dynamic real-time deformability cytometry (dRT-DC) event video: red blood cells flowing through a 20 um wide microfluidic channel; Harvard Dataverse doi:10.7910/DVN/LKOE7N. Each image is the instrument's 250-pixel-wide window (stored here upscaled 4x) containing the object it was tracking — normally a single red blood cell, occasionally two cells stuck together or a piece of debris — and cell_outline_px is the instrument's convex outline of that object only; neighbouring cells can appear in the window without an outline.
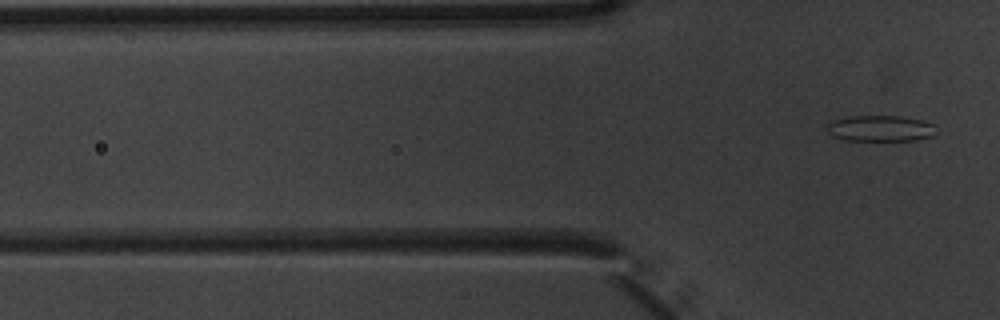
{"species": "common noctule bat (a hibernating species)", "species_latin": "Nyctalus noctula", "temperature_condition": "warm", "stored_images_in_passage": 6, "camera_frame_rate_fps": 3000, "um_per_image_px": 0.085, "animal": {"sex": "male", "body_mass_g": 20.1, "forearm_length_mm": 53.5}, "frame": {"image": 1, "passage_image": 6, "time_ms": 1.667, "image_size_px": [1000, 320], "cell_outline_px": [[936, 132], [932, 136], [916, 140], [844, 140], [832, 136], [828, 132], [828, 120], [848, 116], [900, 116], [920, 120], [932, 124]], "centroid_in_image_um": [74.77, 10.91], "position_along_channel_um": 51.0, "area_um2": 16.53}}